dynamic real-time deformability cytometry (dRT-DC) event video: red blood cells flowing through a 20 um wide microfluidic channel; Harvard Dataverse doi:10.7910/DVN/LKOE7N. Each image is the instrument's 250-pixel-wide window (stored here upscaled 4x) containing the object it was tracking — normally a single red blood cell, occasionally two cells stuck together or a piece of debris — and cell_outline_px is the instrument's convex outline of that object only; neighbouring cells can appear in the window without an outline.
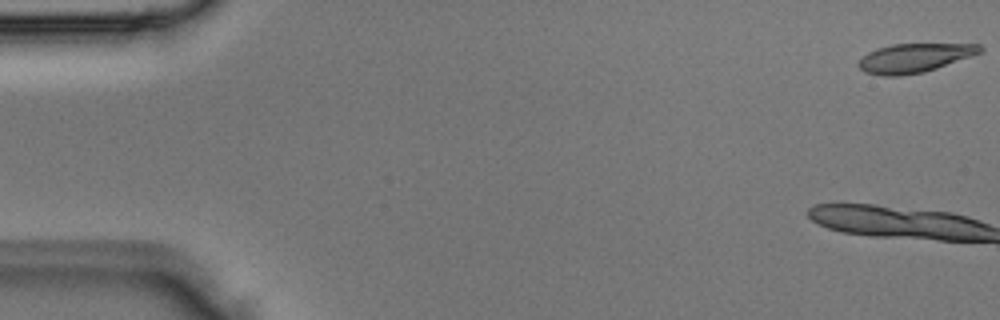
{"species": "Egyptian fruit bat (a non-hibernating species)", "species_latin": "Rousettus aegyptiacus", "temperature_condition": "room temperature", "stored_images_in_passage": 5, "segment_of_instrument_passage": [2, 2], "camera_frame_rate_fps": 3000, "um_per_image_px": 0.085, "animal": {"sex": "male"}, "frame": {"image": 1, "passage_image": 5, "time_ms": 1.333, "image_size_px": [1000, 320], "cell_outline_px": [[984, 48], [980, 52], [972, 56], [924, 72], [900, 76], [884, 76], [864, 72], [856, 64], [868, 52], [876, 48], [892, 44], [980, 44]], "centroid_in_image_um": [77.7, 4.93], "position_along_channel_um": 7.3, "area_um2": 20.46}}